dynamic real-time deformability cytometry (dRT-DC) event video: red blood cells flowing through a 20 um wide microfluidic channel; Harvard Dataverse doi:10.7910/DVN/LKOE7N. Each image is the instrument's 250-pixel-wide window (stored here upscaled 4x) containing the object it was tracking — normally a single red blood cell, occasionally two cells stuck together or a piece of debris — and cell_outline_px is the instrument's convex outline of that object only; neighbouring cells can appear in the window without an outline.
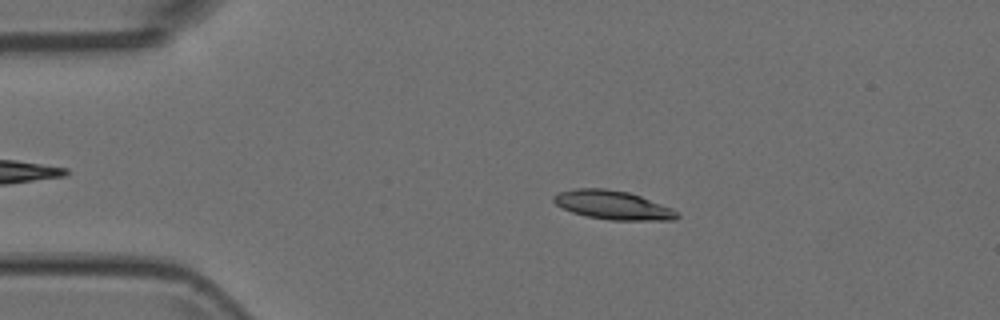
{"species": "Egyptian fruit bat (a non-hibernating species)", "species_latin": "Rousettus aegyptiacus", "temperature_condition": "room temperature", "stored_images_in_passage": 5, "camera_frame_rate_fps": 3000, "um_per_image_px": 0.085, "animal": {"sex": "female"}, "frame": {"image": 1, "passage_image": 2, "time_ms": 0.333, "image_size_px": [1000, 320], "cell_outline_px": [[680, 216], [672, 220], [608, 220], [588, 216], [572, 212], [556, 204], [552, 200], [552, 196], [560, 192], [576, 188], [604, 188], [628, 192], [640, 196], [672, 208]], "centroid_in_image_um": [52.08, 17.43], "position_along_channel_um": 32.9, "area_um2": 20.52}}
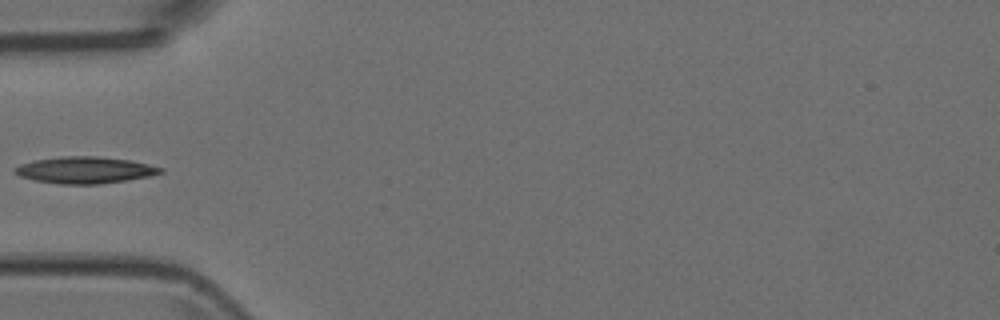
{"frame": {"image": 2, "passage_image": 4, "time_ms": 1.0, "image_size_px": [1000, 320], "cell_outline_px": [[164, 172], [152, 176], [128, 180], [100, 184], [60, 184], [36, 180], [20, 176], [12, 172], [12, 168], [20, 164], [36, 160], [60, 156], [96, 156], [132, 160], [164, 168]], "centroid_in_image_um": [7.25, 14.45], "position_along_channel_um": 77.8, "area_um2": 22.83}}
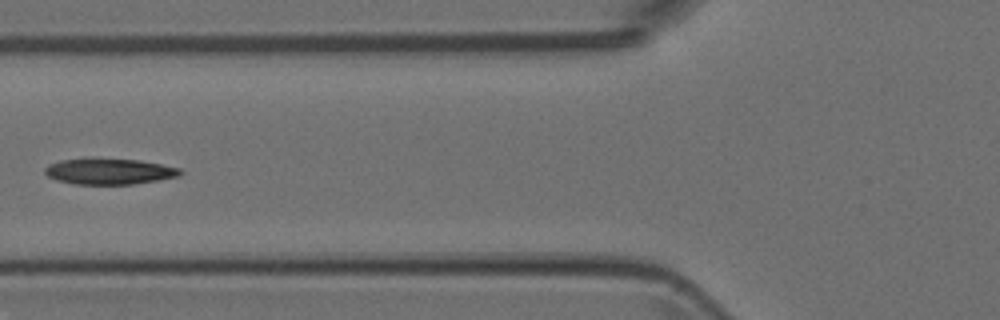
{"frame": {"image": 3, "passage_image": 5, "time_ms": 1.333, "image_size_px": [1000, 320], "cell_outline_px": [[184, 172], [180, 176], [160, 180], [132, 184], [72, 184], [56, 180], [48, 176], [44, 172], [44, 168], [48, 164], [60, 160], [140, 160], [180, 168]], "centroid_in_image_um": [9.31, 14.6], "position_along_channel_um": 116.5, "area_um2": 20.06}}